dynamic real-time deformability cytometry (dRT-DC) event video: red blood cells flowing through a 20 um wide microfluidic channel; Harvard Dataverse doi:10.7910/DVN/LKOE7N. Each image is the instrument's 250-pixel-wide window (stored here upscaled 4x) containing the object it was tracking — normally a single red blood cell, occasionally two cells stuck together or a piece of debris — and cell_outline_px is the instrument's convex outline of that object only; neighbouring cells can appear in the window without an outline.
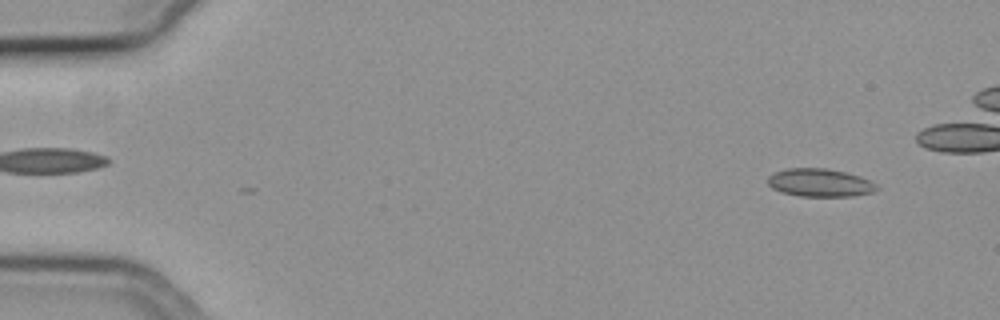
{"species": "common noctule bat (a hibernating species)", "species_latin": "Nyctalus noctula", "temperature_condition": "cold", "stored_images_in_passage": 4, "camera_frame_rate_fps": 3000, "um_per_image_px": 0.085, "animal": {"sex": "female", "body_mass_g": 19.3, "forearm_length_mm": 54.1}, "frame": {"image": 1, "passage_image": 4, "time_ms": 1.0, "image_size_px": [1000, 320], "cell_outline_px": [[880, 188], [872, 192], [852, 196], [800, 196], [780, 192], [772, 188], [768, 184], [768, 176], [776, 172], [788, 168], [828, 168], [860, 176], [872, 180]], "centroid_in_image_um": [69.71, 15.53], "position_along_channel_um": 15.3, "area_um2": 17.86}}